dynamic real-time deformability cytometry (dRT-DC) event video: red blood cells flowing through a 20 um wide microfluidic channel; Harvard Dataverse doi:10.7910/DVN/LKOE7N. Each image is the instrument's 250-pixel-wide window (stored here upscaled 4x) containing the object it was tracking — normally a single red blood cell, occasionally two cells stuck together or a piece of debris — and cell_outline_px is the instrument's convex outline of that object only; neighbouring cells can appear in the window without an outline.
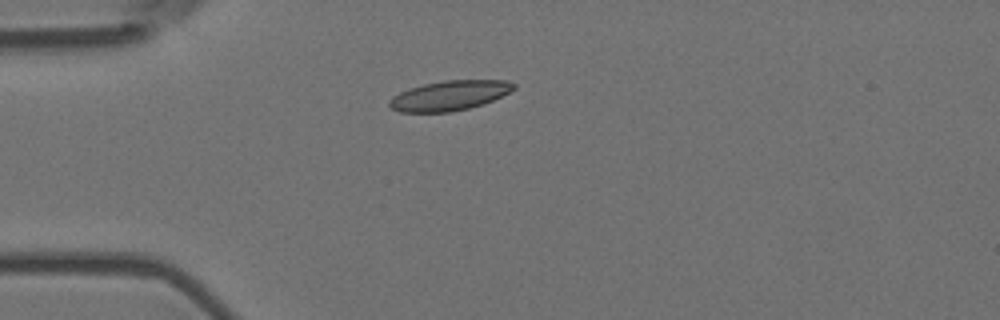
{"species": "Egyptian fruit bat (a non-hibernating species)", "species_latin": "Rousettus aegyptiacus", "temperature_condition": "room temperature", "stored_images_in_passage": 6, "camera_frame_rate_fps": 3000, "um_per_image_px": 0.085, "animal": {"sex": "female"}, "frame": {"image": 1, "passage_image": 4, "time_ms": 1.0, "image_size_px": [1000, 320], "cell_outline_px": [[516, 88], [484, 104], [452, 112], [400, 112], [392, 108], [388, 104], [388, 100], [392, 96], [400, 92], [424, 84], [444, 80], [504, 80], [516, 84]], "centroid_in_image_um": [38.19, 8.12], "position_along_channel_um": 46.8, "area_um2": 21.5}}
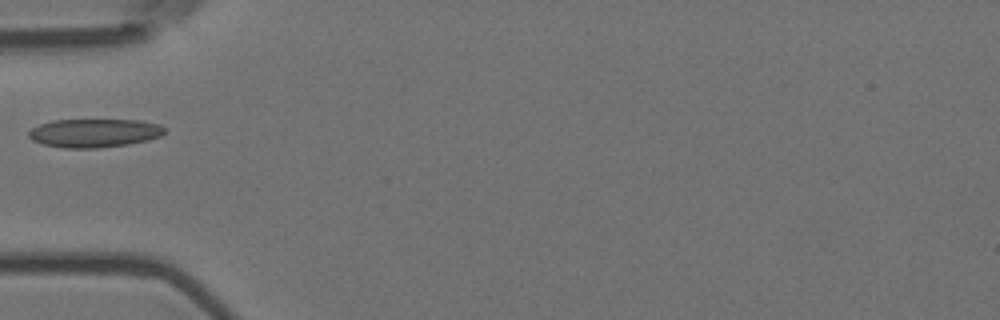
{"frame": {"image": 2, "passage_image": 5, "time_ms": 1.333, "image_size_px": [1000, 320], "cell_outline_px": [[168, 128], [160, 136], [148, 140], [128, 144], [96, 148], [64, 148], [44, 144], [32, 140], [28, 136], [28, 132], [32, 128], [40, 124], [52, 120], [140, 120], [160, 124]], "centroid_in_image_um": [8.04, 11.3], "position_along_channel_um": 77.0, "area_um2": 22.66}}
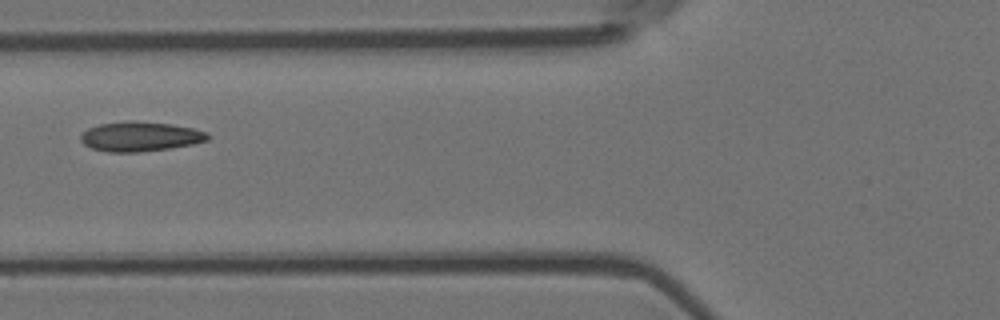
{"frame": {"image": 3, "passage_image": 6, "time_ms": 1.667, "image_size_px": [1000, 320], "cell_outline_px": [[212, 136], [208, 140], [192, 144], [168, 148], [140, 152], [108, 152], [92, 148], [84, 144], [80, 140], [80, 136], [88, 128], [100, 124], [128, 120], [132, 120], [172, 124], [192, 128], [208, 132]], "centroid_in_image_um": [11.93, 11.59], "position_along_channel_um": 113.9, "area_um2": 22.02}}